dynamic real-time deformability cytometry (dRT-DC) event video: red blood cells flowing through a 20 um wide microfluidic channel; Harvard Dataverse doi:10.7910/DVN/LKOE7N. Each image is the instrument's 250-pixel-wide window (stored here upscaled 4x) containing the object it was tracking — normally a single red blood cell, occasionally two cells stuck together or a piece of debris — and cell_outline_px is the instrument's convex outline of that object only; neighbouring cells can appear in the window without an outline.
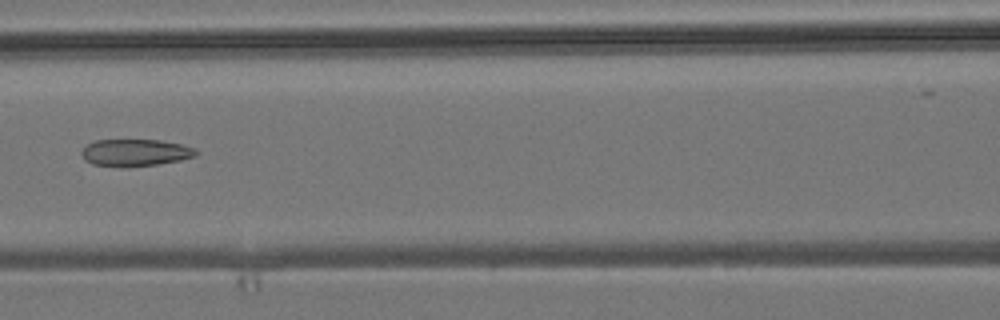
{"species": "common noctule bat (a hibernating species)", "species_latin": "Nyctalus noctula", "temperature_condition": "room temperature", "stored_images_in_passage": 4, "camera_frame_rate_fps": 3000, "um_per_image_px": 0.085, "animal": {"sex": "male", "body_mass_g": 19.2, "forearm_length_mm": 51.8}, "frame": {"image": 1, "passage_image": 3, "time_ms": 2.333, "image_size_px": [1000, 320], "cell_outline_px": [[200, 152], [196, 156], [180, 160], [156, 164], [92, 164], [84, 160], [80, 152], [88, 144], [96, 140], [160, 140], [180, 144], [196, 148]], "centroid_in_image_um": [11.55, 12.93], "position_along_channel_um": 155.0, "area_um2": 17.28}}
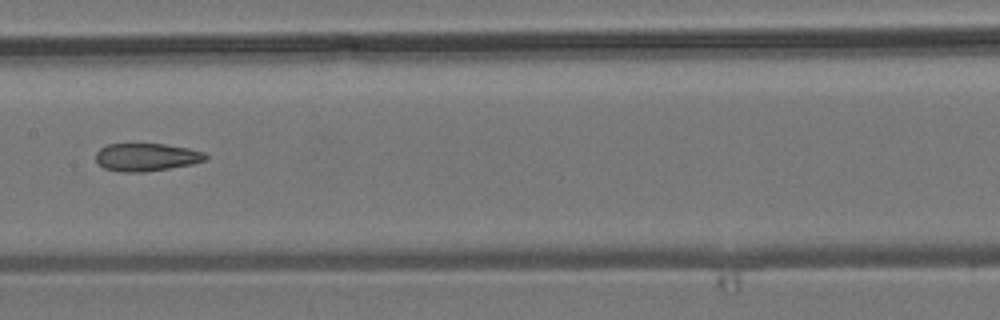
{"frame": {"image": 2, "passage_image": 4, "time_ms": 3.333, "image_size_px": [1000, 320], "cell_outline_px": [[208, 156], [204, 160], [192, 164], [144, 172], [124, 172], [104, 168], [96, 160], [96, 152], [100, 148], [108, 144], [164, 144], [188, 148], [204, 152]], "centroid_in_image_um": [12.44, 13.35], "position_along_channel_um": 195.0, "area_um2": 17.63}}